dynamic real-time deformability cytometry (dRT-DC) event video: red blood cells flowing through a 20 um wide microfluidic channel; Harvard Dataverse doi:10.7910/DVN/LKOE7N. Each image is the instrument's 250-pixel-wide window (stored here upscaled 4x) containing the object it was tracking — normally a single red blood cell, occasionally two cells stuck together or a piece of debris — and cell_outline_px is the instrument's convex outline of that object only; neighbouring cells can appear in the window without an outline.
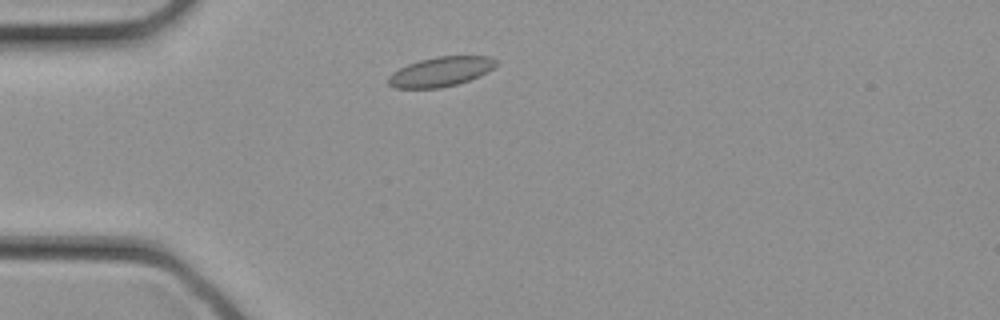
{"species": "common noctule bat (a hibernating species)", "species_latin": "Nyctalus noctula", "temperature_condition": "cold", "stored_images_in_passage": 27, "camera_frame_rate_fps": 3000, "um_per_image_px": 0.085, "animal": {"sex": "female", "body_mass_g": 21.9}, "frame": {"image": 1, "passage_image": 3, "time_ms": 0.667, "image_size_px": [1000, 320], "cell_outline_px": [[496, 64], [488, 72], [480, 76], [456, 84], [440, 88], [396, 88], [388, 84], [388, 76], [392, 72], [408, 64], [420, 60], [436, 56], [488, 56], [496, 60]], "centroid_in_image_um": [37.44, 6.09], "position_along_channel_um": 47.6, "area_um2": 18.5}}
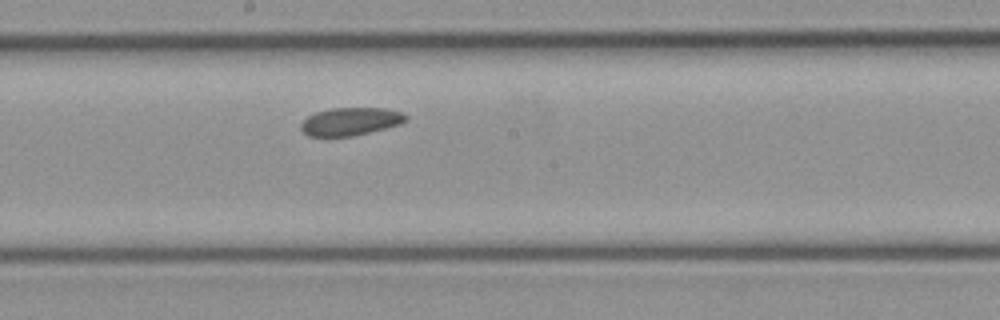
{"frame": {"image": 2, "passage_image": 12, "time_ms": 3.667, "image_size_px": [1000, 320], "cell_outline_px": [[408, 120], [400, 124], [352, 136], [308, 136], [300, 128], [300, 124], [308, 116], [316, 112], [332, 108], [388, 108], [400, 112], [408, 116]], "centroid_in_image_um": [29.8, 10.31], "position_along_channel_um": 218.4, "area_um2": 16.94}}
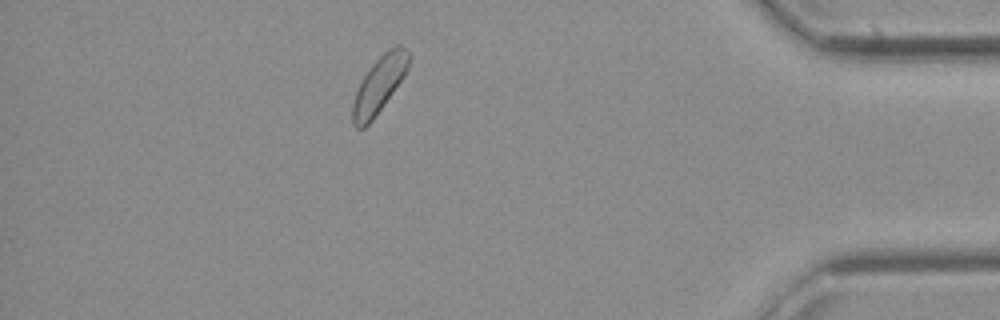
{"frame": {"image": 3, "passage_image": 23, "time_ms": 7.333, "image_size_px": [1000, 320], "cell_outline_px": [[412, 56], [408, 68], [404, 76], [372, 120], [364, 128], [356, 128], [352, 124], [352, 104], [356, 92], [364, 76], [372, 64], [384, 52], [396, 44], [400, 44]], "centroid_in_image_um": [32.24, 7.18], "position_along_channel_um": 403.0, "area_um2": 18.21}}